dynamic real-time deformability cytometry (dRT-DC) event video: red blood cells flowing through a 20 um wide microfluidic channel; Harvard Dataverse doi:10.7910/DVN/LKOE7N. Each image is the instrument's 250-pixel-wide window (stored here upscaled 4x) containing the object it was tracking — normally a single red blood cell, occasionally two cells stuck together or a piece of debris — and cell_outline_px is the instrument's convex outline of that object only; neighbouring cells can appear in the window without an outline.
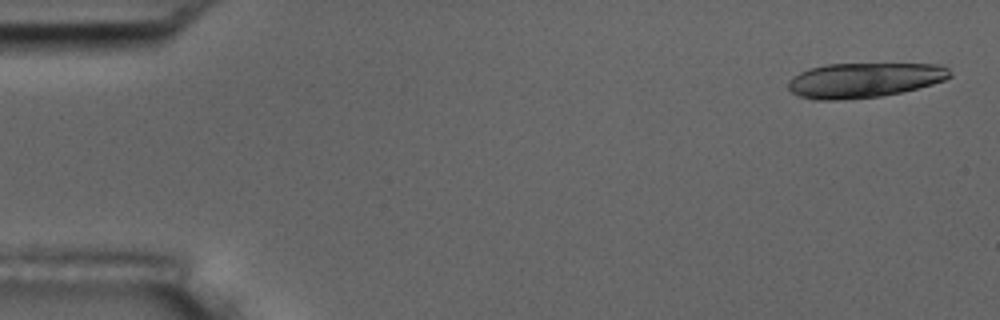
{"species": "common noctule bat (a hibernating species)", "species_latin": "Nyctalus noctula", "temperature_condition": "room temperature", "stored_images_in_passage": 6, "camera_frame_rate_fps": 3000, "um_per_image_px": 0.085, "animal": {"sex": "male", "body_mass_g": 17.5, "forearm_length_mm": 52.3}, "frame": {"image": 1, "passage_image": 1, "time_ms": 0.0, "image_size_px": [1000, 320], "cell_outline_px": [[952, 76], [944, 80], [932, 84], [900, 92], [880, 96], [836, 100], [812, 100], [796, 96], [788, 88], [788, 80], [800, 72], [808, 68], [828, 64], [940, 64], [948, 68]], "centroid_in_image_um": [73.41, 6.81], "position_along_channel_um": 11.6, "area_um2": 32.83}}